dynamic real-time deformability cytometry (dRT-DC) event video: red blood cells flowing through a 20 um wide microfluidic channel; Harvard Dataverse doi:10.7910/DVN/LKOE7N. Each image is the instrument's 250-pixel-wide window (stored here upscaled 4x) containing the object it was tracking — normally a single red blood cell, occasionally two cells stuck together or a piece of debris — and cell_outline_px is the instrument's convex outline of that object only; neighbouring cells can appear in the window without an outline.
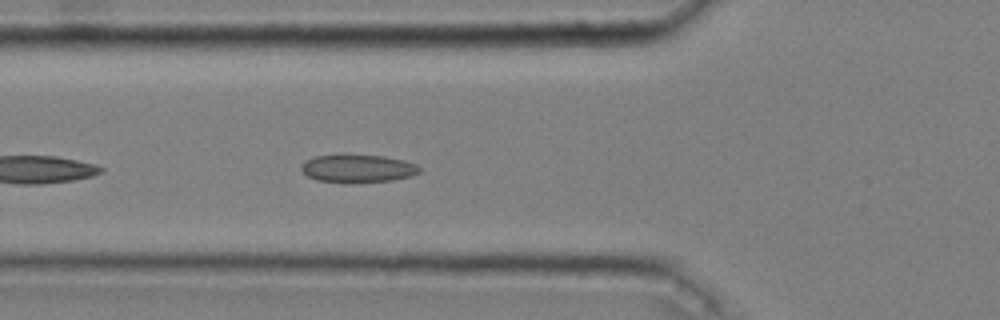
{"species": "common noctule bat (a hibernating species)", "species_latin": "Nyctalus noctula", "temperature_condition": "cold", "stored_images_in_passage": 9, "camera_frame_rate_fps": 3000, "um_per_image_px": 0.085, "animal": {"sex": "male", "body_mass_g": 20.4}, "frame": {"image": 1, "passage_image": 6, "time_ms": 1.667, "image_size_px": [1000, 320], "cell_outline_px": [[420, 172], [412, 176], [392, 180], [352, 184], [344, 184], [316, 180], [308, 176], [300, 168], [304, 160], [316, 156], [380, 156], [404, 160], [416, 164], [420, 168]], "centroid_in_image_um": [30.41, 14.37], "position_along_channel_um": 95.4, "area_um2": 19.25}}